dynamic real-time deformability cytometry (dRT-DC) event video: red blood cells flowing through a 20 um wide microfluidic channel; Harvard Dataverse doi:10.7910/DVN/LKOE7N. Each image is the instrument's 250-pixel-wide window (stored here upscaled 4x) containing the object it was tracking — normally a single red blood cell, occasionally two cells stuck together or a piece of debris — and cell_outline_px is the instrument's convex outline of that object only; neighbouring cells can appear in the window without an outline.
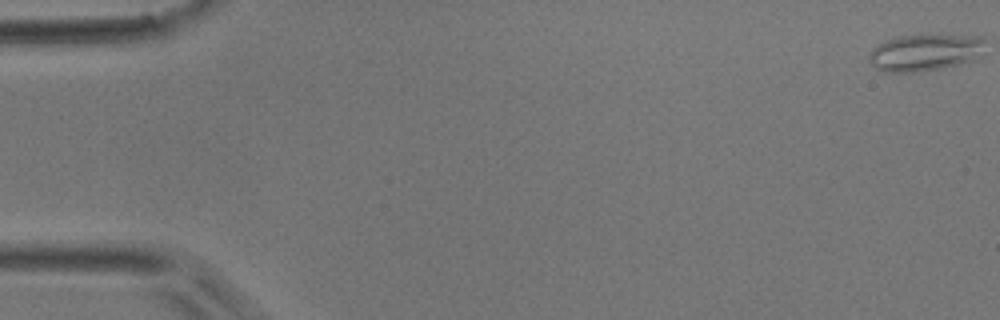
{"species": "common noctule bat (a hibernating species)", "species_latin": "Nyctalus noctula", "temperature_condition": "room temperature", "stored_images_in_passage": 51, "camera_frame_rate_fps": 3000, "um_per_image_px": 0.085, "animal": {"sex": "male", "body_mass_g": 17.9}, "frame": {"image": 1, "passage_image": 1, "time_ms": 0.0, "image_size_px": [1000, 320], "cell_outline_px": [[964, 44], [948, 60], [936, 64], [908, 68], [892, 68], [884, 48], [892, 44], [908, 40], [948, 40]], "centroid_in_image_um": [78.26, 4.48], "position_along_channel_um": 6.7, "area_um2": 12.02}}
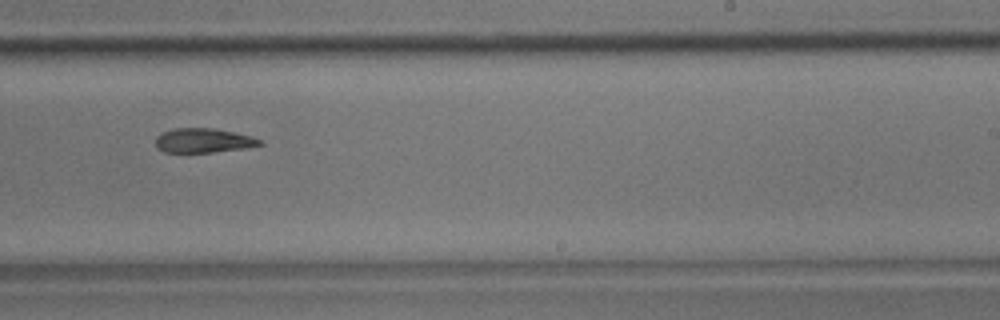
{"frame": {"image": 2, "passage_image": 32, "time_ms": 10.333, "image_size_px": [1000, 320], "cell_outline_px": [[260, 144], [236, 148], [208, 152], [168, 152], [160, 148], [156, 144], [156, 140], [164, 132], [180, 128], [204, 128], [228, 132], [248, 136], [260, 140]], "centroid_in_image_um": [17.2, 11.94], "position_along_channel_um": 271.8, "area_um2": 13.53}}
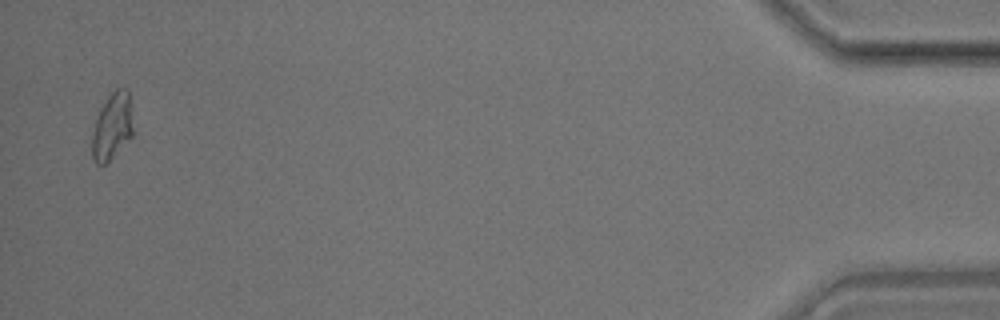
{"frame": {"image": 3, "passage_image": 50, "time_ms": 16.333, "image_size_px": [1000, 320], "cell_outline_px": [[132, 136], [104, 164], [100, 164], [96, 160], [92, 152], [92, 140], [96, 124], [100, 112], [104, 104], [116, 92], [128, 92], [132, 132]], "centroid_in_image_um": [9.53, 10.84], "position_along_channel_um": 425.7, "area_um2": 14.22}}